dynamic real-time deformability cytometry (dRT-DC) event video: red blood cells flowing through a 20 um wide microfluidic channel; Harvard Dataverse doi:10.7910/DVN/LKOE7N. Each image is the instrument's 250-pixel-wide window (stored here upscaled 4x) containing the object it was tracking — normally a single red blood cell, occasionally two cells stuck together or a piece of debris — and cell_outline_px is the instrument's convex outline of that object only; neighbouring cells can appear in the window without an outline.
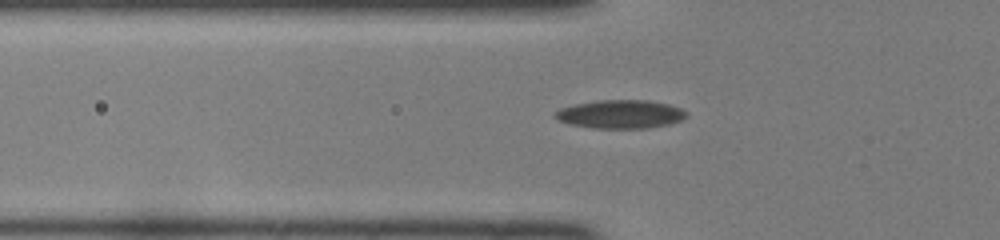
{"species": "common noctule bat (a hibernating species)", "species_latin": "Nyctalus noctula", "temperature_condition": "room temperature", "stored_images_in_passage": 37, "camera_frame_rate_fps": 3000, "um_per_image_px": 0.085, "animal": {"sex": "female", "body_mass_g": 22.0, "forearm_length_mm": 56.7}, "frame": {"image": 1, "passage_image": 4, "time_ms": 1.0, "image_size_px": [1000, 240], "cell_outline_px": [[688, 116], [680, 120], [668, 124], [644, 128], [592, 128], [568, 124], [552, 116], [560, 108], [576, 104], [596, 100], [648, 100], [668, 104], [680, 108]], "centroid_in_image_um": [52.7, 9.7], "position_along_channel_um": 73.1, "area_um2": 21.62}}
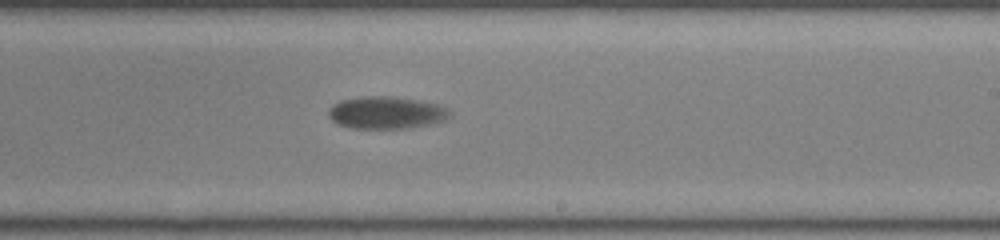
{"frame": {"image": 2, "passage_image": 18, "time_ms": 5.667, "image_size_px": [1000, 240], "cell_outline_px": [[448, 112], [440, 120], [424, 124], [404, 128], [352, 128], [340, 124], [332, 120], [328, 116], [328, 112], [332, 104], [340, 100], [364, 96], [388, 96], [436, 104], [444, 108]], "centroid_in_image_um": [32.66, 9.56], "position_along_channel_um": 256.3, "area_um2": 21.85}}
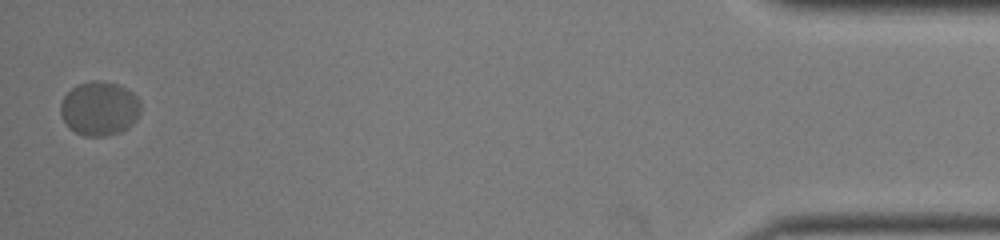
{"frame": {"image": 3, "passage_image": 37, "time_ms": 12.0, "image_size_px": [1000, 240], "cell_outline_px": [[140, 112], [132, 124], [128, 128], [108, 136], [84, 136], [68, 128], [60, 112], [60, 104], [64, 96], [72, 88], [80, 84], [92, 80], [100, 80], [116, 84], [132, 92], [136, 96], [140, 104]], "centroid_in_image_um": [8.44, 9.23], "position_along_channel_um": 426.8, "area_um2": 25.14}, "authors_computed_cell_mechanics": {"area_um2": 22.542, "velocity_mm_per_s": 3.938, "shape_relaxation_time_tau1_ms": 4.8366, "shape_relaxation_time_tau2_ms": null, "deformation_change_tau1": 0.0904, "deformation_change_tau2": null}}